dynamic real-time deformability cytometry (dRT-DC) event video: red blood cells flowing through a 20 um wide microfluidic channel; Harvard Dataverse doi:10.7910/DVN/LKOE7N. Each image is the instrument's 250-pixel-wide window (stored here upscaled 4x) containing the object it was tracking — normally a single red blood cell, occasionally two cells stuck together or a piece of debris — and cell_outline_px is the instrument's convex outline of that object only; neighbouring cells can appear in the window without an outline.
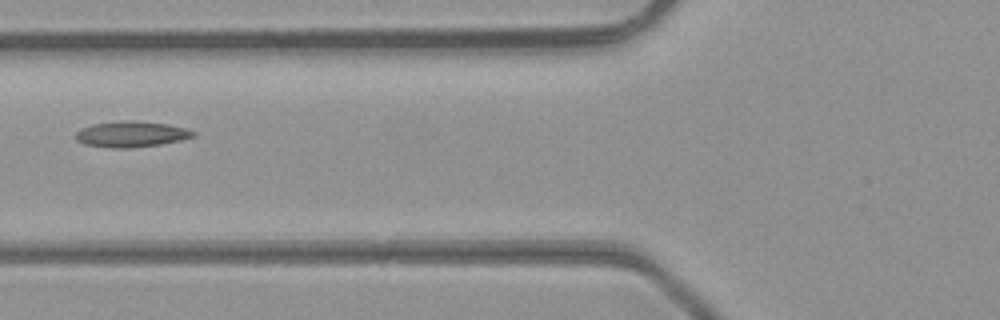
{"species": "common noctule bat (a hibernating species)", "species_latin": "Nyctalus noctula", "temperature_condition": "room temperature", "stored_images_in_passage": 4, "camera_frame_rate_fps": 3000, "um_per_image_px": 0.085, "animal": {"sex": "male", "body_mass_g": 23.1, "forearm_length_mm": 52.7}, "frame": {"image": 1, "passage_image": 4, "time_ms": 1.0, "image_size_px": [1000, 320], "cell_outline_px": [[196, 136], [180, 140], [160, 144], [128, 148], [112, 148], [84, 144], [76, 140], [76, 132], [80, 128], [92, 124], [120, 120], [136, 120], [168, 124], [188, 128], [196, 132]], "centroid_in_image_um": [11.17, 11.39], "position_along_channel_um": 114.6, "area_um2": 17.92}}